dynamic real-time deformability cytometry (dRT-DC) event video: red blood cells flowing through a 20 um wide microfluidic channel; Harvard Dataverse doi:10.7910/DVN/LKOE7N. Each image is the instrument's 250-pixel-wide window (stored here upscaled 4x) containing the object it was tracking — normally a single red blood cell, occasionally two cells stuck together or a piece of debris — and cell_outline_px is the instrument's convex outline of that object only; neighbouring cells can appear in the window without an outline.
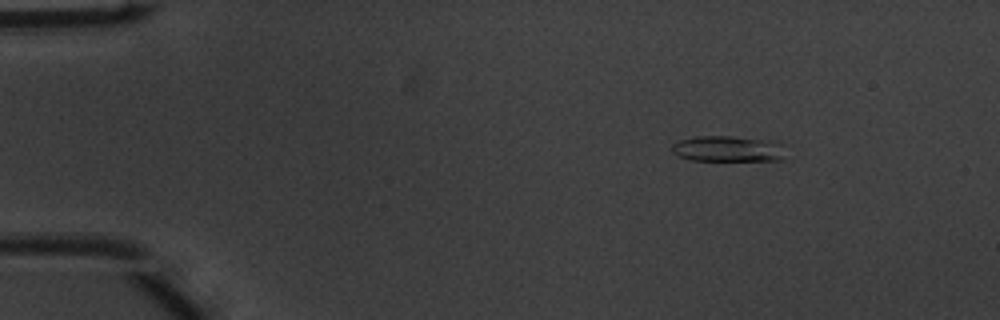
{"species": "common noctule bat (a hibernating species)", "species_latin": "Nyctalus noctula", "temperature_condition": "warm", "stored_images_in_passage": 45, "camera_frame_rate_fps": 3000, "um_per_image_px": 0.085, "animal": {"sex": "male", "body_mass_g": 20.1, "forearm_length_mm": 53.5}, "frame": {"image": 1, "passage_image": 2, "time_ms": 0.333, "image_size_px": [1000, 320], "cell_outline_px": [[784, 160], [692, 160], [680, 156], [672, 152], [672, 144], [680, 140], [696, 136], [732, 136], [768, 140], [784, 144]], "centroid_in_image_um": [61.91, 12.64], "position_along_channel_um": 23.1, "area_um2": 17.11}}
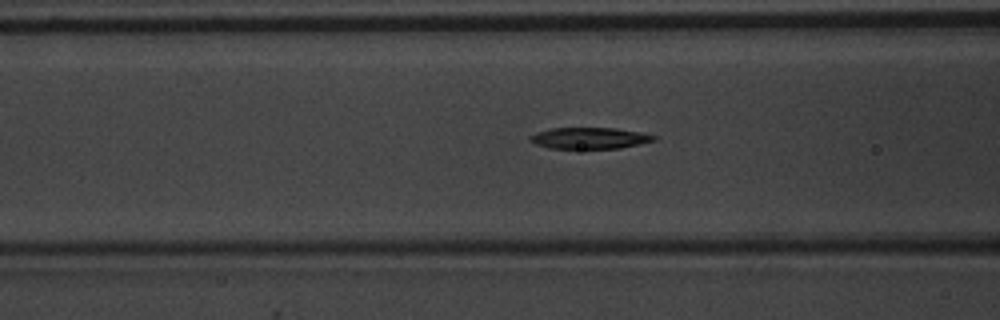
{"frame": {"image": 2, "passage_image": 15, "time_ms": 4.667, "image_size_px": [1000, 320], "cell_outline_px": [[656, 140], [640, 144], [620, 148], [548, 148], [536, 144], [528, 140], [528, 136], [536, 132], [552, 128], [616, 128], [640, 132], [656, 136]], "centroid_in_image_um": [50.09, 11.74], "position_along_channel_um": 116.5, "area_um2": 15.37}}
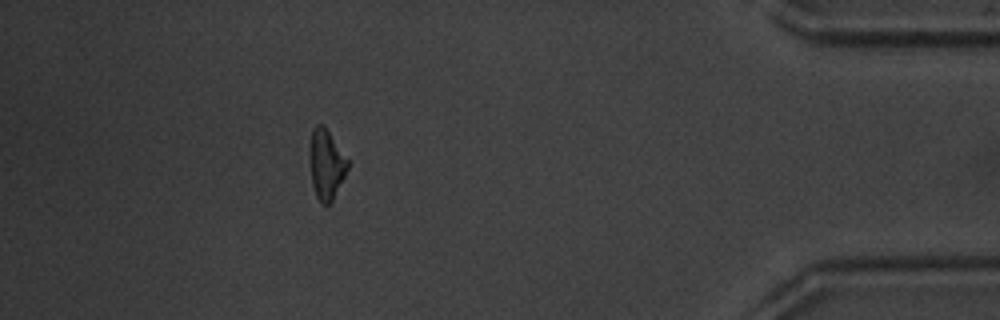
{"frame": {"image": 3, "passage_image": 40, "time_ms": 13.0, "image_size_px": [1000, 320], "cell_outline_px": [[348, 168], [332, 200], [328, 204], [320, 204], [316, 196], [312, 184], [312, 128], [316, 124], [320, 124], [328, 132], [348, 160]], "centroid_in_image_um": [27.75, 14.02], "position_along_channel_um": 407.4, "area_um2": 14.45}, "authors_computed_cell_mechanics": {"area_um2": 16.0684, "velocity_mm_per_s": 4.0558, "shape_relaxation_time_tau1_ms": 3.6326, "shape_relaxation_time_tau2_ms": 4.7515, "deformation_change_tau1": 0.1506, "deformation_change_tau2": 0.1651}}